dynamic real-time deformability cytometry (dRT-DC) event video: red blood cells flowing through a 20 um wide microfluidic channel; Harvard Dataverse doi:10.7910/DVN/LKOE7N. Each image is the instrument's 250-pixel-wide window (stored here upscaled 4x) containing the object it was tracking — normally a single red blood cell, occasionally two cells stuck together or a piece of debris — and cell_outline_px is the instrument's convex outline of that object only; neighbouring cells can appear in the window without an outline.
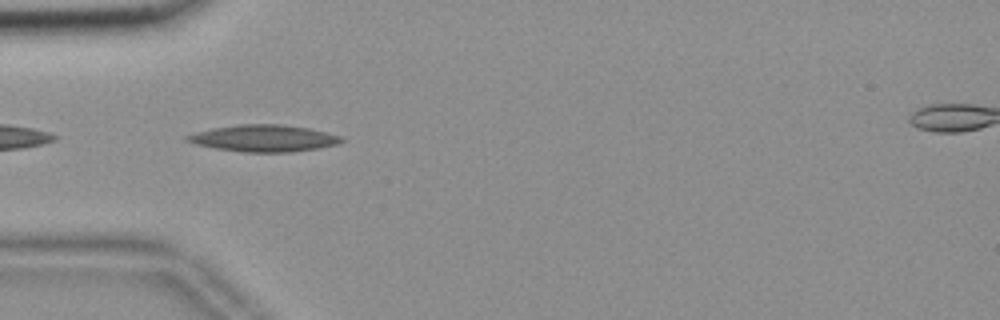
{"species": "common noctule bat (a hibernating species)", "species_latin": "Nyctalus noctula", "temperature_condition": "room temperature", "stored_images_in_passage": 5, "camera_frame_rate_fps": 3000, "um_per_image_px": 0.085, "animal": {"sex": "female", "body_mass_g": 18.4}, "frame": {"image": 1, "passage_image": 2, "time_ms": 0.333, "image_size_px": [1000, 320], "cell_outline_px": [[344, 140], [336, 144], [316, 148], [292, 152], [244, 152], [216, 148], [196, 144], [184, 140], [184, 136], [196, 132], [212, 128], [240, 124], [280, 124], [308, 128], [340, 136]], "centroid_in_image_um": [22.37, 11.75], "position_along_channel_um": 62.6, "area_um2": 23.81}}